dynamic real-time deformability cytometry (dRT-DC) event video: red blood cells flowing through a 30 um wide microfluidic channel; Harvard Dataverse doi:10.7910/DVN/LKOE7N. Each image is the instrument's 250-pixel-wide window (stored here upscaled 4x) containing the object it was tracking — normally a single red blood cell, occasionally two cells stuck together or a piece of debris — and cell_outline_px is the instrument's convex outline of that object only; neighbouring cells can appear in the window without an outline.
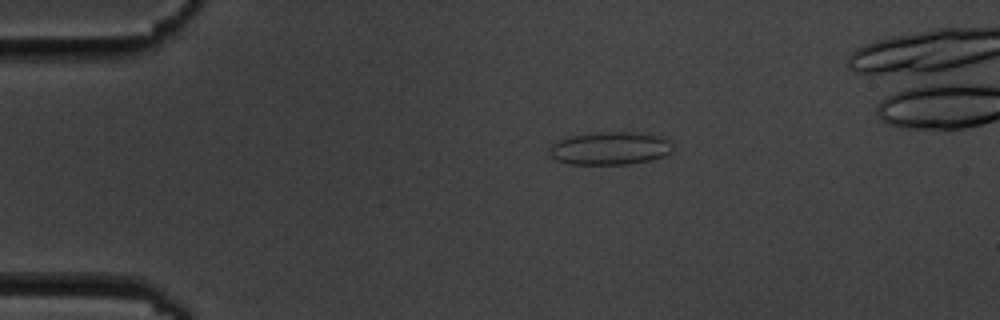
{"species": "common noctule bat (a hibernating species)", "species_latin": "Nyctalus noctula", "temperature_condition": "cold", "stored_images_in_passage": 3, "camera_frame_rate_fps": 3000, "um_per_image_px": 0.085, "animal": {"sex": "male", "body_mass_g": 19.5, "forearm_length_mm": 54.6}, "frame": {"image": 1, "passage_image": 1, "time_ms": 0.0, "image_size_px": [1000, 320], "cell_outline_px": [[672, 152], [664, 156], [652, 160], [628, 164], [568, 164], [556, 160], [552, 156], [552, 144], [556, 140], [568, 136], [608, 132], [632, 132], [660, 136], [668, 140], [672, 144]], "centroid_in_image_um": [51.88, 12.61], "position_along_channel_um": 33.1, "area_um2": 23.52}}